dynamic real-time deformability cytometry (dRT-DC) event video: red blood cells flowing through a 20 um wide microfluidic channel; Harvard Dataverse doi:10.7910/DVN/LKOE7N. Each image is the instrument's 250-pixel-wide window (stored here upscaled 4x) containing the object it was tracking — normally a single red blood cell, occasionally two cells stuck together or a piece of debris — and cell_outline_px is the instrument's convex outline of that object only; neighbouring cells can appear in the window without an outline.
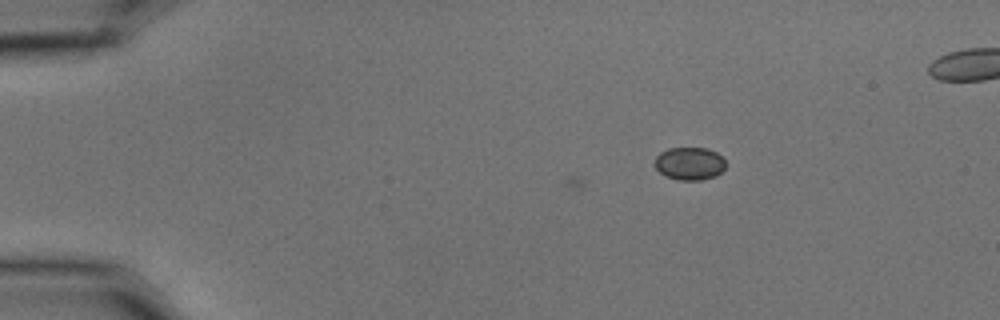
{"species": "common noctule bat (a hibernating species)", "species_latin": "Nyctalus noctula", "temperature_condition": "cold", "stored_images_in_passage": 7, "camera_frame_rate_fps": 3000, "um_per_image_px": 0.085, "animal": {"sex": "male", "body_mass_g": 15.6}, "frame": {"image": 1, "passage_image": 4, "time_ms": 1.0, "image_size_px": [1000, 320], "cell_outline_px": [[724, 168], [716, 176], [700, 180], [680, 180], [664, 176], [656, 168], [656, 156], [660, 152], [668, 148], [708, 148], [716, 152], [724, 160]], "centroid_in_image_um": [58.6, 13.9], "position_along_channel_um": 26.4, "area_um2": 13.47}}